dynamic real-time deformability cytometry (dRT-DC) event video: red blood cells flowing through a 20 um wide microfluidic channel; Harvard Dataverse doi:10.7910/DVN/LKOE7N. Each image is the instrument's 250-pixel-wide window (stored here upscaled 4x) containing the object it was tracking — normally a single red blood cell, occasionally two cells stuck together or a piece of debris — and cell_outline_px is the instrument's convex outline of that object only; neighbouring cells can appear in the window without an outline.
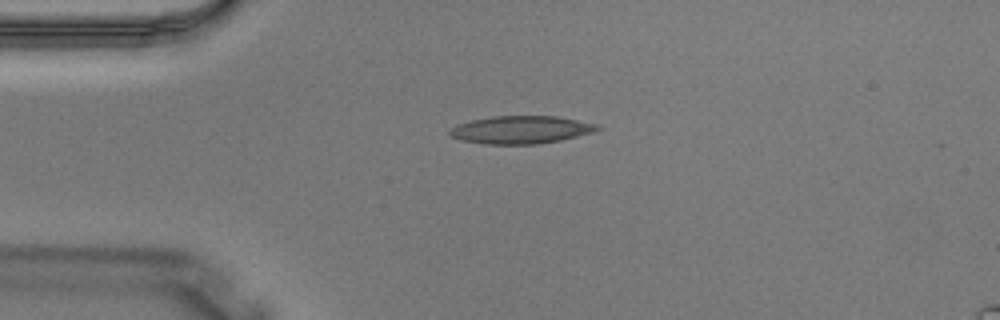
{"species": "Egyptian fruit bat (a non-hibernating species)", "species_latin": "Rousettus aegyptiacus", "temperature_condition": "warm", "stored_images_in_passage": 2, "camera_frame_rate_fps": 3000, "um_per_image_px": 0.085, "animal": {"sex": "male"}, "frame": {"image": 1, "passage_image": 1, "time_ms": 0.0, "image_size_px": [1000, 320], "cell_outline_px": [[604, 128], [592, 132], [560, 140], [536, 144], [484, 144], [460, 140], [452, 136], [448, 132], [452, 128], [460, 124], [472, 120], [492, 116], [556, 116], [600, 124]], "centroid_in_image_um": [44.32, 11.02], "position_along_channel_um": 40.7, "area_um2": 23.81}}